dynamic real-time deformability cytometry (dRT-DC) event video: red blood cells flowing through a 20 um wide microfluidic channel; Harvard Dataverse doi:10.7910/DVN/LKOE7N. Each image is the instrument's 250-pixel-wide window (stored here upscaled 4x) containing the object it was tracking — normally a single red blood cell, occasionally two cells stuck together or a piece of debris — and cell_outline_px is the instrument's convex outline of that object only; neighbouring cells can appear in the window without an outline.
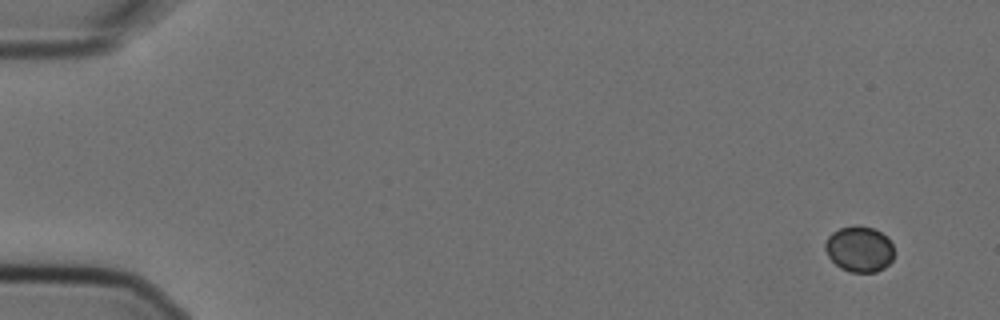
{"species": "Egyptian fruit bat (a non-hibernating species)", "species_latin": "Rousettus aegyptiacus", "temperature_condition": "cold", "stored_images_in_passage": 6, "camera_frame_rate_fps": 3000, "um_per_image_px": 0.085, "animal": {"sex": "female"}, "frame": {"image": 1, "passage_image": 1, "time_ms": 0.0, "image_size_px": [1000, 320], "cell_outline_px": [[892, 260], [884, 268], [876, 272], [848, 272], [840, 268], [828, 256], [824, 248], [824, 244], [828, 236], [832, 232], [840, 228], [852, 224], [872, 228], [880, 232], [892, 244]], "centroid_in_image_um": [73.0, 21.17], "position_along_channel_um": 12.0, "area_um2": 18.32}}
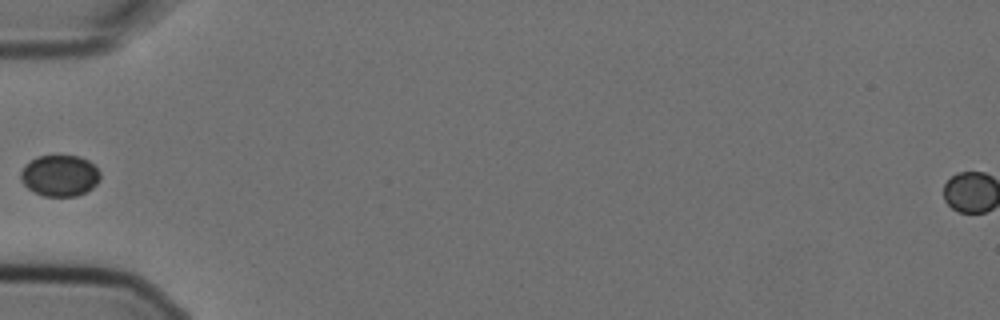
{"frame": {"image": 2, "passage_image": 5, "time_ms": 1.333, "image_size_px": [1000, 320], "cell_outline_px": [[100, 180], [92, 188], [76, 196], [44, 196], [32, 192], [20, 180], [20, 172], [24, 164], [36, 156], [80, 156], [88, 160], [100, 172]], "centroid_in_image_um": [5.05, 14.93], "position_along_channel_um": 80.0, "area_um2": 19.25}}
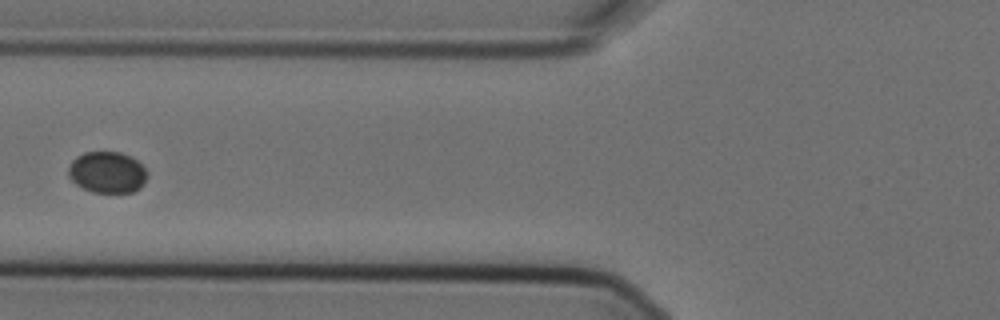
{"frame": {"image": 3, "passage_image": 6, "time_ms": 1.667, "image_size_px": [1000, 320], "cell_outline_px": [[148, 176], [144, 184], [140, 188], [132, 192], [92, 192], [76, 184], [68, 176], [68, 168], [72, 160], [76, 156], [84, 152], [120, 152], [136, 160], [148, 172]], "centroid_in_image_um": [9.11, 14.65], "position_along_channel_um": 116.7, "area_um2": 19.02}}